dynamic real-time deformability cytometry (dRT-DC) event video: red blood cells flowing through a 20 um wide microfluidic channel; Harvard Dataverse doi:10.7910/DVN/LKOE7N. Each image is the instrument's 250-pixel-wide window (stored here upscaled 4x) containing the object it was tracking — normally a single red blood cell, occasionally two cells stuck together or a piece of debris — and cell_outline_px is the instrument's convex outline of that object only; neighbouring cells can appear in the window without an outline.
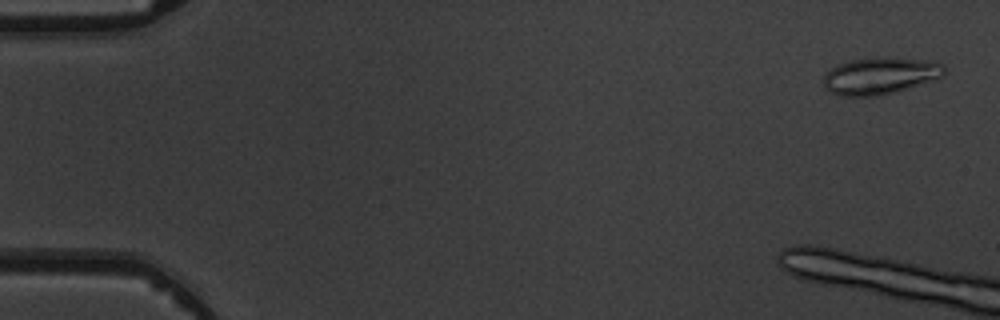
{"species": "common noctule bat (a hibernating species)", "species_latin": "Nyctalus noctula", "temperature_condition": "warm", "stored_images_in_passage": 8, "camera_frame_rate_fps": 3000, "um_per_image_px": 0.085, "animal": {"sex": "male", "body_mass_g": 19.5, "forearm_length_mm": 54.6}, "frame": {"image": 1, "passage_image": 1, "time_ms": 0.0, "image_size_px": [1000, 320], "cell_outline_px": [[944, 76], [880, 96], [840, 96], [828, 92], [824, 84], [824, 76], [832, 68], [840, 64], [852, 60], [936, 60], [944, 64]], "centroid_in_image_um": [74.8, 6.49], "position_along_channel_um": 10.2, "area_um2": 24.85}}